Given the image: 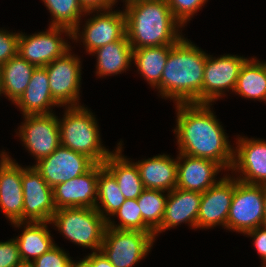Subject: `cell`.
Listing matches in <instances>:
<instances>
[{
	"instance_id": "cell-15",
	"label": "cell",
	"mask_w": 266,
	"mask_h": 267,
	"mask_svg": "<svg viewBox=\"0 0 266 267\" xmlns=\"http://www.w3.org/2000/svg\"><path fill=\"white\" fill-rule=\"evenodd\" d=\"M237 139L231 171L240 175L235 178L247 184L266 185V141L245 136Z\"/></svg>"
},
{
	"instance_id": "cell-21",
	"label": "cell",
	"mask_w": 266,
	"mask_h": 267,
	"mask_svg": "<svg viewBox=\"0 0 266 267\" xmlns=\"http://www.w3.org/2000/svg\"><path fill=\"white\" fill-rule=\"evenodd\" d=\"M15 105L24 115L54 113L50 107H61L52 97L49 78L45 67H36L25 92Z\"/></svg>"
},
{
	"instance_id": "cell-22",
	"label": "cell",
	"mask_w": 266,
	"mask_h": 267,
	"mask_svg": "<svg viewBox=\"0 0 266 267\" xmlns=\"http://www.w3.org/2000/svg\"><path fill=\"white\" fill-rule=\"evenodd\" d=\"M144 188L170 192L177 185V159L169 155H156L135 162Z\"/></svg>"
},
{
	"instance_id": "cell-17",
	"label": "cell",
	"mask_w": 266,
	"mask_h": 267,
	"mask_svg": "<svg viewBox=\"0 0 266 267\" xmlns=\"http://www.w3.org/2000/svg\"><path fill=\"white\" fill-rule=\"evenodd\" d=\"M0 153V209L10 223L23 222L22 166Z\"/></svg>"
},
{
	"instance_id": "cell-27",
	"label": "cell",
	"mask_w": 266,
	"mask_h": 267,
	"mask_svg": "<svg viewBox=\"0 0 266 267\" xmlns=\"http://www.w3.org/2000/svg\"><path fill=\"white\" fill-rule=\"evenodd\" d=\"M172 45L143 47L133 49V60L139 73L150 84L159 90L161 95V77Z\"/></svg>"
},
{
	"instance_id": "cell-32",
	"label": "cell",
	"mask_w": 266,
	"mask_h": 267,
	"mask_svg": "<svg viewBox=\"0 0 266 267\" xmlns=\"http://www.w3.org/2000/svg\"><path fill=\"white\" fill-rule=\"evenodd\" d=\"M112 216L119 217L120 224L118 223L116 225L113 219H109L107 221V227L119 230H139L145 233H154L143 222L137 199H126Z\"/></svg>"
},
{
	"instance_id": "cell-36",
	"label": "cell",
	"mask_w": 266,
	"mask_h": 267,
	"mask_svg": "<svg viewBox=\"0 0 266 267\" xmlns=\"http://www.w3.org/2000/svg\"><path fill=\"white\" fill-rule=\"evenodd\" d=\"M19 34L0 29V66L18 54Z\"/></svg>"
},
{
	"instance_id": "cell-30",
	"label": "cell",
	"mask_w": 266,
	"mask_h": 267,
	"mask_svg": "<svg viewBox=\"0 0 266 267\" xmlns=\"http://www.w3.org/2000/svg\"><path fill=\"white\" fill-rule=\"evenodd\" d=\"M52 18L49 26L66 27L72 32H80L81 17L86 16L78 0H42ZM82 15V16H81Z\"/></svg>"
},
{
	"instance_id": "cell-26",
	"label": "cell",
	"mask_w": 266,
	"mask_h": 267,
	"mask_svg": "<svg viewBox=\"0 0 266 267\" xmlns=\"http://www.w3.org/2000/svg\"><path fill=\"white\" fill-rule=\"evenodd\" d=\"M36 66L19 54L0 66L1 86L5 97L15 104L23 95Z\"/></svg>"
},
{
	"instance_id": "cell-4",
	"label": "cell",
	"mask_w": 266,
	"mask_h": 267,
	"mask_svg": "<svg viewBox=\"0 0 266 267\" xmlns=\"http://www.w3.org/2000/svg\"><path fill=\"white\" fill-rule=\"evenodd\" d=\"M65 108L63 118L58 119L61 145L103 164L112 152L102 146L96 117L81 103Z\"/></svg>"
},
{
	"instance_id": "cell-7",
	"label": "cell",
	"mask_w": 266,
	"mask_h": 267,
	"mask_svg": "<svg viewBox=\"0 0 266 267\" xmlns=\"http://www.w3.org/2000/svg\"><path fill=\"white\" fill-rule=\"evenodd\" d=\"M264 185L247 184L234 177V193L226 229L245 234L264 223Z\"/></svg>"
},
{
	"instance_id": "cell-10",
	"label": "cell",
	"mask_w": 266,
	"mask_h": 267,
	"mask_svg": "<svg viewBox=\"0 0 266 267\" xmlns=\"http://www.w3.org/2000/svg\"><path fill=\"white\" fill-rule=\"evenodd\" d=\"M248 58L226 54L216 58L206 53L201 103L215 102L225 90L234 92L240 69Z\"/></svg>"
},
{
	"instance_id": "cell-11",
	"label": "cell",
	"mask_w": 266,
	"mask_h": 267,
	"mask_svg": "<svg viewBox=\"0 0 266 267\" xmlns=\"http://www.w3.org/2000/svg\"><path fill=\"white\" fill-rule=\"evenodd\" d=\"M17 133L21 142L38 162L49 156L60 142L58 116L51 114L24 115Z\"/></svg>"
},
{
	"instance_id": "cell-29",
	"label": "cell",
	"mask_w": 266,
	"mask_h": 267,
	"mask_svg": "<svg viewBox=\"0 0 266 267\" xmlns=\"http://www.w3.org/2000/svg\"><path fill=\"white\" fill-rule=\"evenodd\" d=\"M97 200L95 209L106 221L110 219V217L126 200L119 189L115 177L104 167L103 164H99Z\"/></svg>"
},
{
	"instance_id": "cell-37",
	"label": "cell",
	"mask_w": 266,
	"mask_h": 267,
	"mask_svg": "<svg viewBox=\"0 0 266 267\" xmlns=\"http://www.w3.org/2000/svg\"><path fill=\"white\" fill-rule=\"evenodd\" d=\"M245 235L253 238L256 251L261 256L260 258L264 263L266 261V226L263 225L257 227L251 231L246 232Z\"/></svg>"
},
{
	"instance_id": "cell-33",
	"label": "cell",
	"mask_w": 266,
	"mask_h": 267,
	"mask_svg": "<svg viewBox=\"0 0 266 267\" xmlns=\"http://www.w3.org/2000/svg\"><path fill=\"white\" fill-rule=\"evenodd\" d=\"M208 0H167L174 18L184 27Z\"/></svg>"
},
{
	"instance_id": "cell-45",
	"label": "cell",
	"mask_w": 266,
	"mask_h": 267,
	"mask_svg": "<svg viewBox=\"0 0 266 267\" xmlns=\"http://www.w3.org/2000/svg\"><path fill=\"white\" fill-rule=\"evenodd\" d=\"M264 265H262V267H266V261L263 263Z\"/></svg>"
},
{
	"instance_id": "cell-41",
	"label": "cell",
	"mask_w": 266,
	"mask_h": 267,
	"mask_svg": "<svg viewBox=\"0 0 266 267\" xmlns=\"http://www.w3.org/2000/svg\"><path fill=\"white\" fill-rule=\"evenodd\" d=\"M264 223L263 225L266 226V185H264Z\"/></svg>"
},
{
	"instance_id": "cell-35",
	"label": "cell",
	"mask_w": 266,
	"mask_h": 267,
	"mask_svg": "<svg viewBox=\"0 0 266 267\" xmlns=\"http://www.w3.org/2000/svg\"><path fill=\"white\" fill-rule=\"evenodd\" d=\"M23 264L16 239L0 241V267H19Z\"/></svg>"
},
{
	"instance_id": "cell-14",
	"label": "cell",
	"mask_w": 266,
	"mask_h": 267,
	"mask_svg": "<svg viewBox=\"0 0 266 267\" xmlns=\"http://www.w3.org/2000/svg\"><path fill=\"white\" fill-rule=\"evenodd\" d=\"M94 164L86 155L60 144L49 156L40 159L33 166L53 188L57 184L84 174Z\"/></svg>"
},
{
	"instance_id": "cell-24",
	"label": "cell",
	"mask_w": 266,
	"mask_h": 267,
	"mask_svg": "<svg viewBox=\"0 0 266 267\" xmlns=\"http://www.w3.org/2000/svg\"><path fill=\"white\" fill-rule=\"evenodd\" d=\"M48 223L30 221L11 223L16 228L24 227L22 233L15 237L24 263L30 264L31 261L56 245L54 239H52L51 231L47 228Z\"/></svg>"
},
{
	"instance_id": "cell-44",
	"label": "cell",
	"mask_w": 266,
	"mask_h": 267,
	"mask_svg": "<svg viewBox=\"0 0 266 267\" xmlns=\"http://www.w3.org/2000/svg\"><path fill=\"white\" fill-rule=\"evenodd\" d=\"M19 267H31L30 264L24 263L23 265L19 266Z\"/></svg>"
},
{
	"instance_id": "cell-31",
	"label": "cell",
	"mask_w": 266,
	"mask_h": 267,
	"mask_svg": "<svg viewBox=\"0 0 266 267\" xmlns=\"http://www.w3.org/2000/svg\"><path fill=\"white\" fill-rule=\"evenodd\" d=\"M164 193L166 192L163 190L145 188L137 198L143 222L153 232L160 227L164 217L168 192Z\"/></svg>"
},
{
	"instance_id": "cell-38",
	"label": "cell",
	"mask_w": 266,
	"mask_h": 267,
	"mask_svg": "<svg viewBox=\"0 0 266 267\" xmlns=\"http://www.w3.org/2000/svg\"><path fill=\"white\" fill-rule=\"evenodd\" d=\"M85 11L109 10L114 6V0H78Z\"/></svg>"
},
{
	"instance_id": "cell-8",
	"label": "cell",
	"mask_w": 266,
	"mask_h": 267,
	"mask_svg": "<svg viewBox=\"0 0 266 267\" xmlns=\"http://www.w3.org/2000/svg\"><path fill=\"white\" fill-rule=\"evenodd\" d=\"M63 33L72 39V30L66 27L49 26L45 32L31 35L20 32L18 54L36 67H45L71 49Z\"/></svg>"
},
{
	"instance_id": "cell-9",
	"label": "cell",
	"mask_w": 266,
	"mask_h": 267,
	"mask_svg": "<svg viewBox=\"0 0 266 267\" xmlns=\"http://www.w3.org/2000/svg\"><path fill=\"white\" fill-rule=\"evenodd\" d=\"M71 51L45 66L51 95L61 107L80 106L82 63Z\"/></svg>"
},
{
	"instance_id": "cell-5",
	"label": "cell",
	"mask_w": 266,
	"mask_h": 267,
	"mask_svg": "<svg viewBox=\"0 0 266 267\" xmlns=\"http://www.w3.org/2000/svg\"><path fill=\"white\" fill-rule=\"evenodd\" d=\"M49 224L54 225L70 242L98 252L107 221L95 208L73 207L56 210Z\"/></svg>"
},
{
	"instance_id": "cell-39",
	"label": "cell",
	"mask_w": 266,
	"mask_h": 267,
	"mask_svg": "<svg viewBox=\"0 0 266 267\" xmlns=\"http://www.w3.org/2000/svg\"><path fill=\"white\" fill-rule=\"evenodd\" d=\"M86 258L92 263L93 267H114L101 251L91 252Z\"/></svg>"
},
{
	"instance_id": "cell-42",
	"label": "cell",
	"mask_w": 266,
	"mask_h": 267,
	"mask_svg": "<svg viewBox=\"0 0 266 267\" xmlns=\"http://www.w3.org/2000/svg\"><path fill=\"white\" fill-rule=\"evenodd\" d=\"M125 1V6L128 5V4H131V3H134V2H137V1H140V0H123V2ZM118 1L117 0H114V4L117 3Z\"/></svg>"
},
{
	"instance_id": "cell-19",
	"label": "cell",
	"mask_w": 266,
	"mask_h": 267,
	"mask_svg": "<svg viewBox=\"0 0 266 267\" xmlns=\"http://www.w3.org/2000/svg\"><path fill=\"white\" fill-rule=\"evenodd\" d=\"M224 168L217 162L179 153L177 155V188L204 193L219 180L217 174Z\"/></svg>"
},
{
	"instance_id": "cell-18",
	"label": "cell",
	"mask_w": 266,
	"mask_h": 267,
	"mask_svg": "<svg viewBox=\"0 0 266 267\" xmlns=\"http://www.w3.org/2000/svg\"><path fill=\"white\" fill-rule=\"evenodd\" d=\"M99 164H94L84 174L53 187L54 203L58 209L96 208Z\"/></svg>"
},
{
	"instance_id": "cell-3",
	"label": "cell",
	"mask_w": 266,
	"mask_h": 267,
	"mask_svg": "<svg viewBox=\"0 0 266 267\" xmlns=\"http://www.w3.org/2000/svg\"><path fill=\"white\" fill-rule=\"evenodd\" d=\"M126 36L133 49L174 45L183 26L174 18L167 0H140L125 6Z\"/></svg>"
},
{
	"instance_id": "cell-20",
	"label": "cell",
	"mask_w": 266,
	"mask_h": 267,
	"mask_svg": "<svg viewBox=\"0 0 266 267\" xmlns=\"http://www.w3.org/2000/svg\"><path fill=\"white\" fill-rule=\"evenodd\" d=\"M202 193L196 191H186L175 188L168 192L165 206V213L160 227L154 232L155 238L158 233L187 223L190 228L197 229V216Z\"/></svg>"
},
{
	"instance_id": "cell-23",
	"label": "cell",
	"mask_w": 266,
	"mask_h": 267,
	"mask_svg": "<svg viewBox=\"0 0 266 267\" xmlns=\"http://www.w3.org/2000/svg\"><path fill=\"white\" fill-rule=\"evenodd\" d=\"M130 161L122 154L120 141L103 165L115 177L125 199H137L145 188L136 163Z\"/></svg>"
},
{
	"instance_id": "cell-1",
	"label": "cell",
	"mask_w": 266,
	"mask_h": 267,
	"mask_svg": "<svg viewBox=\"0 0 266 267\" xmlns=\"http://www.w3.org/2000/svg\"><path fill=\"white\" fill-rule=\"evenodd\" d=\"M209 103L176 104L177 119L174 133L178 152L194 157L206 158L231 170L234 149L214 115Z\"/></svg>"
},
{
	"instance_id": "cell-12",
	"label": "cell",
	"mask_w": 266,
	"mask_h": 267,
	"mask_svg": "<svg viewBox=\"0 0 266 267\" xmlns=\"http://www.w3.org/2000/svg\"><path fill=\"white\" fill-rule=\"evenodd\" d=\"M94 12L83 25L82 33L72 32V40H81L86 48V53L91 55L96 49L118 41L126 36V18L124 11L97 10L87 11V15ZM95 12L97 13L95 15ZM99 12V13H98ZM84 30V31H83Z\"/></svg>"
},
{
	"instance_id": "cell-2",
	"label": "cell",
	"mask_w": 266,
	"mask_h": 267,
	"mask_svg": "<svg viewBox=\"0 0 266 267\" xmlns=\"http://www.w3.org/2000/svg\"><path fill=\"white\" fill-rule=\"evenodd\" d=\"M206 53L182 37L172 45L161 77V96L178 103H201Z\"/></svg>"
},
{
	"instance_id": "cell-34",
	"label": "cell",
	"mask_w": 266,
	"mask_h": 267,
	"mask_svg": "<svg viewBox=\"0 0 266 267\" xmlns=\"http://www.w3.org/2000/svg\"><path fill=\"white\" fill-rule=\"evenodd\" d=\"M72 259L59 246L55 245L49 251L31 261V267H71Z\"/></svg>"
},
{
	"instance_id": "cell-16",
	"label": "cell",
	"mask_w": 266,
	"mask_h": 267,
	"mask_svg": "<svg viewBox=\"0 0 266 267\" xmlns=\"http://www.w3.org/2000/svg\"><path fill=\"white\" fill-rule=\"evenodd\" d=\"M234 193V177L223 176L219 181L202 193L197 228H226L229 209Z\"/></svg>"
},
{
	"instance_id": "cell-6",
	"label": "cell",
	"mask_w": 266,
	"mask_h": 267,
	"mask_svg": "<svg viewBox=\"0 0 266 267\" xmlns=\"http://www.w3.org/2000/svg\"><path fill=\"white\" fill-rule=\"evenodd\" d=\"M155 233L106 226L100 251L114 267H132L150 252Z\"/></svg>"
},
{
	"instance_id": "cell-28",
	"label": "cell",
	"mask_w": 266,
	"mask_h": 267,
	"mask_svg": "<svg viewBox=\"0 0 266 267\" xmlns=\"http://www.w3.org/2000/svg\"><path fill=\"white\" fill-rule=\"evenodd\" d=\"M234 92L266 103V62H260L256 57L248 58L240 69Z\"/></svg>"
},
{
	"instance_id": "cell-43",
	"label": "cell",
	"mask_w": 266,
	"mask_h": 267,
	"mask_svg": "<svg viewBox=\"0 0 266 267\" xmlns=\"http://www.w3.org/2000/svg\"><path fill=\"white\" fill-rule=\"evenodd\" d=\"M1 94H3V92H2V86H1V75H0V96H2Z\"/></svg>"
},
{
	"instance_id": "cell-25",
	"label": "cell",
	"mask_w": 266,
	"mask_h": 267,
	"mask_svg": "<svg viewBox=\"0 0 266 267\" xmlns=\"http://www.w3.org/2000/svg\"><path fill=\"white\" fill-rule=\"evenodd\" d=\"M94 54L97 57V77L121 74L126 72L131 62L133 63V48L127 36L96 49L91 53V55Z\"/></svg>"
},
{
	"instance_id": "cell-13",
	"label": "cell",
	"mask_w": 266,
	"mask_h": 267,
	"mask_svg": "<svg viewBox=\"0 0 266 267\" xmlns=\"http://www.w3.org/2000/svg\"><path fill=\"white\" fill-rule=\"evenodd\" d=\"M23 222H50L57 210L53 188L34 166L22 167Z\"/></svg>"
},
{
	"instance_id": "cell-40",
	"label": "cell",
	"mask_w": 266,
	"mask_h": 267,
	"mask_svg": "<svg viewBox=\"0 0 266 267\" xmlns=\"http://www.w3.org/2000/svg\"><path fill=\"white\" fill-rule=\"evenodd\" d=\"M71 267H93V265L86 257H84L82 261L81 259L78 262H74V260H72Z\"/></svg>"
}]
</instances>
